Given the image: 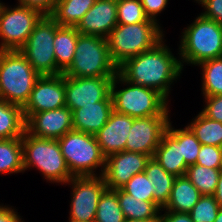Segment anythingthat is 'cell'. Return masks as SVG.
I'll list each match as a JSON object with an SVG mask.
<instances>
[{
  "mask_svg": "<svg viewBox=\"0 0 222 222\" xmlns=\"http://www.w3.org/2000/svg\"><path fill=\"white\" fill-rule=\"evenodd\" d=\"M64 106H66L65 75L57 74L40 76L22 109L27 121L34 113Z\"/></svg>",
  "mask_w": 222,
  "mask_h": 222,
  "instance_id": "obj_13",
  "label": "cell"
},
{
  "mask_svg": "<svg viewBox=\"0 0 222 222\" xmlns=\"http://www.w3.org/2000/svg\"><path fill=\"white\" fill-rule=\"evenodd\" d=\"M117 24V0H96L76 29L80 34L107 38Z\"/></svg>",
  "mask_w": 222,
  "mask_h": 222,
  "instance_id": "obj_17",
  "label": "cell"
},
{
  "mask_svg": "<svg viewBox=\"0 0 222 222\" xmlns=\"http://www.w3.org/2000/svg\"><path fill=\"white\" fill-rule=\"evenodd\" d=\"M57 0H18V4L40 11L43 15H51Z\"/></svg>",
  "mask_w": 222,
  "mask_h": 222,
  "instance_id": "obj_40",
  "label": "cell"
},
{
  "mask_svg": "<svg viewBox=\"0 0 222 222\" xmlns=\"http://www.w3.org/2000/svg\"><path fill=\"white\" fill-rule=\"evenodd\" d=\"M164 40L127 59L118 67V73L132 84L155 89L168 100L171 85L180 78L183 67Z\"/></svg>",
  "mask_w": 222,
  "mask_h": 222,
  "instance_id": "obj_1",
  "label": "cell"
},
{
  "mask_svg": "<svg viewBox=\"0 0 222 222\" xmlns=\"http://www.w3.org/2000/svg\"><path fill=\"white\" fill-rule=\"evenodd\" d=\"M206 106L201 111L206 117L222 123V95L204 96Z\"/></svg>",
  "mask_w": 222,
  "mask_h": 222,
  "instance_id": "obj_37",
  "label": "cell"
},
{
  "mask_svg": "<svg viewBox=\"0 0 222 222\" xmlns=\"http://www.w3.org/2000/svg\"><path fill=\"white\" fill-rule=\"evenodd\" d=\"M179 58L183 63H200L222 57V25L199 14L183 30L179 45Z\"/></svg>",
  "mask_w": 222,
  "mask_h": 222,
  "instance_id": "obj_3",
  "label": "cell"
},
{
  "mask_svg": "<svg viewBox=\"0 0 222 222\" xmlns=\"http://www.w3.org/2000/svg\"><path fill=\"white\" fill-rule=\"evenodd\" d=\"M222 168H208L199 164L187 167L186 176L202 195H213Z\"/></svg>",
  "mask_w": 222,
  "mask_h": 222,
  "instance_id": "obj_29",
  "label": "cell"
},
{
  "mask_svg": "<svg viewBox=\"0 0 222 222\" xmlns=\"http://www.w3.org/2000/svg\"><path fill=\"white\" fill-rule=\"evenodd\" d=\"M57 140L73 176L103 174L106 157L102 154L95 135L72 130ZM97 168L101 169L100 174H95Z\"/></svg>",
  "mask_w": 222,
  "mask_h": 222,
  "instance_id": "obj_8",
  "label": "cell"
},
{
  "mask_svg": "<svg viewBox=\"0 0 222 222\" xmlns=\"http://www.w3.org/2000/svg\"><path fill=\"white\" fill-rule=\"evenodd\" d=\"M68 221L69 222H86V221H77V220H71V219H69Z\"/></svg>",
  "mask_w": 222,
  "mask_h": 222,
  "instance_id": "obj_46",
  "label": "cell"
},
{
  "mask_svg": "<svg viewBox=\"0 0 222 222\" xmlns=\"http://www.w3.org/2000/svg\"><path fill=\"white\" fill-rule=\"evenodd\" d=\"M167 131L181 144L182 157L185 159L187 166L196 164L201 143L192 131L185 126L182 129H175L169 122Z\"/></svg>",
  "mask_w": 222,
  "mask_h": 222,
  "instance_id": "obj_32",
  "label": "cell"
},
{
  "mask_svg": "<svg viewBox=\"0 0 222 222\" xmlns=\"http://www.w3.org/2000/svg\"><path fill=\"white\" fill-rule=\"evenodd\" d=\"M201 144L220 147L222 144V123L206 117L200 112L186 125Z\"/></svg>",
  "mask_w": 222,
  "mask_h": 222,
  "instance_id": "obj_28",
  "label": "cell"
},
{
  "mask_svg": "<svg viewBox=\"0 0 222 222\" xmlns=\"http://www.w3.org/2000/svg\"><path fill=\"white\" fill-rule=\"evenodd\" d=\"M125 222H159V221H144V220H137V219H125Z\"/></svg>",
  "mask_w": 222,
  "mask_h": 222,
  "instance_id": "obj_45",
  "label": "cell"
},
{
  "mask_svg": "<svg viewBox=\"0 0 222 222\" xmlns=\"http://www.w3.org/2000/svg\"><path fill=\"white\" fill-rule=\"evenodd\" d=\"M148 19L141 0H117L118 24L143 23Z\"/></svg>",
  "mask_w": 222,
  "mask_h": 222,
  "instance_id": "obj_33",
  "label": "cell"
},
{
  "mask_svg": "<svg viewBox=\"0 0 222 222\" xmlns=\"http://www.w3.org/2000/svg\"><path fill=\"white\" fill-rule=\"evenodd\" d=\"M169 0H141L145 15L158 22L157 16L165 10Z\"/></svg>",
  "mask_w": 222,
  "mask_h": 222,
  "instance_id": "obj_39",
  "label": "cell"
},
{
  "mask_svg": "<svg viewBox=\"0 0 222 222\" xmlns=\"http://www.w3.org/2000/svg\"><path fill=\"white\" fill-rule=\"evenodd\" d=\"M213 196L215 201L219 204V207L222 208V169L220 171L219 181Z\"/></svg>",
  "mask_w": 222,
  "mask_h": 222,
  "instance_id": "obj_43",
  "label": "cell"
},
{
  "mask_svg": "<svg viewBox=\"0 0 222 222\" xmlns=\"http://www.w3.org/2000/svg\"><path fill=\"white\" fill-rule=\"evenodd\" d=\"M114 77H69L65 76L66 106L73 112L83 105L99 101H112L111 84Z\"/></svg>",
  "mask_w": 222,
  "mask_h": 222,
  "instance_id": "obj_12",
  "label": "cell"
},
{
  "mask_svg": "<svg viewBox=\"0 0 222 222\" xmlns=\"http://www.w3.org/2000/svg\"><path fill=\"white\" fill-rule=\"evenodd\" d=\"M24 172L22 137L0 139V174Z\"/></svg>",
  "mask_w": 222,
  "mask_h": 222,
  "instance_id": "obj_27",
  "label": "cell"
},
{
  "mask_svg": "<svg viewBox=\"0 0 222 222\" xmlns=\"http://www.w3.org/2000/svg\"><path fill=\"white\" fill-rule=\"evenodd\" d=\"M14 208L0 204V222H23Z\"/></svg>",
  "mask_w": 222,
  "mask_h": 222,
  "instance_id": "obj_42",
  "label": "cell"
},
{
  "mask_svg": "<svg viewBox=\"0 0 222 222\" xmlns=\"http://www.w3.org/2000/svg\"><path fill=\"white\" fill-rule=\"evenodd\" d=\"M96 0H57L50 15L59 26L76 27Z\"/></svg>",
  "mask_w": 222,
  "mask_h": 222,
  "instance_id": "obj_26",
  "label": "cell"
},
{
  "mask_svg": "<svg viewBox=\"0 0 222 222\" xmlns=\"http://www.w3.org/2000/svg\"><path fill=\"white\" fill-rule=\"evenodd\" d=\"M132 124L133 117L112 111L107 123L95 134L97 143L105 157L125 151Z\"/></svg>",
  "mask_w": 222,
  "mask_h": 222,
  "instance_id": "obj_18",
  "label": "cell"
},
{
  "mask_svg": "<svg viewBox=\"0 0 222 222\" xmlns=\"http://www.w3.org/2000/svg\"><path fill=\"white\" fill-rule=\"evenodd\" d=\"M151 156L122 151L108 155L102 174L107 189H121L134 175L144 172Z\"/></svg>",
  "mask_w": 222,
  "mask_h": 222,
  "instance_id": "obj_15",
  "label": "cell"
},
{
  "mask_svg": "<svg viewBox=\"0 0 222 222\" xmlns=\"http://www.w3.org/2000/svg\"><path fill=\"white\" fill-rule=\"evenodd\" d=\"M66 184L72 189L69 219L94 222L98 201L106 189L102 175L73 176Z\"/></svg>",
  "mask_w": 222,
  "mask_h": 222,
  "instance_id": "obj_11",
  "label": "cell"
},
{
  "mask_svg": "<svg viewBox=\"0 0 222 222\" xmlns=\"http://www.w3.org/2000/svg\"><path fill=\"white\" fill-rule=\"evenodd\" d=\"M214 222H222V208L218 210V214Z\"/></svg>",
  "mask_w": 222,
  "mask_h": 222,
  "instance_id": "obj_44",
  "label": "cell"
},
{
  "mask_svg": "<svg viewBox=\"0 0 222 222\" xmlns=\"http://www.w3.org/2000/svg\"><path fill=\"white\" fill-rule=\"evenodd\" d=\"M112 111V101L83 105L72 112L73 130L95 135L107 123Z\"/></svg>",
  "mask_w": 222,
  "mask_h": 222,
  "instance_id": "obj_19",
  "label": "cell"
},
{
  "mask_svg": "<svg viewBox=\"0 0 222 222\" xmlns=\"http://www.w3.org/2000/svg\"><path fill=\"white\" fill-rule=\"evenodd\" d=\"M144 172L155 188L153 194L154 203L163 208L169 200L176 177L167 173L153 157L148 161Z\"/></svg>",
  "mask_w": 222,
  "mask_h": 222,
  "instance_id": "obj_25",
  "label": "cell"
},
{
  "mask_svg": "<svg viewBox=\"0 0 222 222\" xmlns=\"http://www.w3.org/2000/svg\"><path fill=\"white\" fill-rule=\"evenodd\" d=\"M118 67L109 54L107 38L95 35H78L74 59L63 73L69 77H115Z\"/></svg>",
  "mask_w": 222,
  "mask_h": 222,
  "instance_id": "obj_7",
  "label": "cell"
},
{
  "mask_svg": "<svg viewBox=\"0 0 222 222\" xmlns=\"http://www.w3.org/2000/svg\"><path fill=\"white\" fill-rule=\"evenodd\" d=\"M202 194L190 182L186 175L175 178L167 204L161 211L189 213Z\"/></svg>",
  "mask_w": 222,
  "mask_h": 222,
  "instance_id": "obj_21",
  "label": "cell"
},
{
  "mask_svg": "<svg viewBox=\"0 0 222 222\" xmlns=\"http://www.w3.org/2000/svg\"><path fill=\"white\" fill-rule=\"evenodd\" d=\"M39 77L19 50H0V99L23 107Z\"/></svg>",
  "mask_w": 222,
  "mask_h": 222,
  "instance_id": "obj_6",
  "label": "cell"
},
{
  "mask_svg": "<svg viewBox=\"0 0 222 222\" xmlns=\"http://www.w3.org/2000/svg\"><path fill=\"white\" fill-rule=\"evenodd\" d=\"M219 209L213 195H202L189 213L193 222H214Z\"/></svg>",
  "mask_w": 222,
  "mask_h": 222,
  "instance_id": "obj_35",
  "label": "cell"
},
{
  "mask_svg": "<svg viewBox=\"0 0 222 222\" xmlns=\"http://www.w3.org/2000/svg\"><path fill=\"white\" fill-rule=\"evenodd\" d=\"M159 22L148 19L143 23L117 24L107 37L109 54L119 67L127 59L154 48L164 39Z\"/></svg>",
  "mask_w": 222,
  "mask_h": 222,
  "instance_id": "obj_2",
  "label": "cell"
},
{
  "mask_svg": "<svg viewBox=\"0 0 222 222\" xmlns=\"http://www.w3.org/2000/svg\"><path fill=\"white\" fill-rule=\"evenodd\" d=\"M203 96L222 95V57L200 63Z\"/></svg>",
  "mask_w": 222,
  "mask_h": 222,
  "instance_id": "obj_30",
  "label": "cell"
},
{
  "mask_svg": "<svg viewBox=\"0 0 222 222\" xmlns=\"http://www.w3.org/2000/svg\"><path fill=\"white\" fill-rule=\"evenodd\" d=\"M204 8L201 13L205 18L211 19L222 25V0H194Z\"/></svg>",
  "mask_w": 222,
  "mask_h": 222,
  "instance_id": "obj_38",
  "label": "cell"
},
{
  "mask_svg": "<svg viewBox=\"0 0 222 222\" xmlns=\"http://www.w3.org/2000/svg\"><path fill=\"white\" fill-rule=\"evenodd\" d=\"M160 213L159 222H193L190 213L164 211Z\"/></svg>",
  "mask_w": 222,
  "mask_h": 222,
  "instance_id": "obj_41",
  "label": "cell"
},
{
  "mask_svg": "<svg viewBox=\"0 0 222 222\" xmlns=\"http://www.w3.org/2000/svg\"><path fill=\"white\" fill-rule=\"evenodd\" d=\"M79 32L76 27L59 26L54 36L57 74H63L72 64Z\"/></svg>",
  "mask_w": 222,
  "mask_h": 222,
  "instance_id": "obj_22",
  "label": "cell"
},
{
  "mask_svg": "<svg viewBox=\"0 0 222 222\" xmlns=\"http://www.w3.org/2000/svg\"><path fill=\"white\" fill-rule=\"evenodd\" d=\"M58 27L50 15H44L19 50L40 76L57 75L53 43Z\"/></svg>",
  "mask_w": 222,
  "mask_h": 222,
  "instance_id": "obj_9",
  "label": "cell"
},
{
  "mask_svg": "<svg viewBox=\"0 0 222 222\" xmlns=\"http://www.w3.org/2000/svg\"><path fill=\"white\" fill-rule=\"evenodd\" d=\"M128 86L118 88V84ZM113 110L133 118L170 116L168 100L152 88L136 85L125 80L119 73L111 84ZM168 106V107H167Z\"/></svg>",
  "mask_w": 222,
  "mask_h": 222,
  "instance_id": "obj_5",
  "label": "cell"
},
{
  "mask_svg": "<svg viewBox=\"0 0 222 222\" xmlns=\"http://www.w3.org/2000/svg\"><path fill=\"white\" fill-rule=\"evenodd\" d=\"M94 222H125L115 190L106 188L101 194Z\"/></svg>",
  "mask_w": 222,
  "mask_h": 222,
  "instance_id": "obj_31",
  "label": "cell"
},
{
  "mask_svg": "<svg viewBox=\"0 0 222 222\" xmlns=\"http://www.w3.org/2000/svg\"><path fill=\"white\" fill-rule=\"evenodd\" d=\"M137 199L154 202V187L145 172L134 175L122 188Z\"/></svg>",
  "mask_w": 222,
  "mask_h": 222,
  "instance_id": "obj_34",
  "label": "cell"
},
{
  "mask_svg": "<svg viewBox=\"0 0 222 222\" xmlns=\"http://www.w3.org/2000/svg\"><path fill=\"white\" fill-rule=\"evenodd\" d=\"M196 164L208 168H222V154L220 147L202 144Z\"/></svg>",
  "mask_w": 222,
  "mask_h": 222,
  "instance_id": "obj_36",
  "label": "cell"
},
{
  "mask_svg": "<svg viewBox=\"0 0 222 222\" xmlns=\"http://www.w3.org/2000/svg\"><path fill=\"white\" fill-rule=\"evenodd\" d=\"M115 191L125 219L159 221L162 208L156 203L137 199L122 189H116Z\"/></svg>",
  "mask_w": 222,
  "mask_h": 222,
  "instance_id": "obj_23",
  "label": "cell"
},
{
  "mask_svg": "<svg viewBox=\"0 0 222 222\" xmlns=\"http://www.w3.org/2000/svg\"><path fill=\"white\" fill-rule=\"evenodd\" d=\"M22 148L24 172L35 167L51 183L66 184L73 177L57 139L36 137L26 130Z\"/></svg>",
  "mask_w": 222,
  "mask_h": 222,
  "instance_id": "obj_4",
  "label": "cell"
},
{
  "mask_svg": "<svg viewBox=\"0 0 222 222\" xmlns=\"http://www.w3.org/2000/svg\"><path fill=\"white\" fill-rule=\"evenodd\" d=\"M170 121L169 116L133 118L125 151L138 152L153 157Z\"/></svg>",
  "mask_w": 222,
  "mask_h": 222,
  "instance_id": "obj_14",
  "label": "cell"
},
{
  "mask_svg": "<svg viewBox=\"0 0 222 222\" xmlns=\"http://www.w3.org/2000/svg\"><path fill=\"white\" fill-rule=\"evenodd\" d=\"M44 15L18 4L9 7L0 3V50H20Z\"/></svg>",
  "mask_w": 222,
  "mask_h": 222,
  "instance_id": "obj_10",
  "label": "cell"
},
{
  "mask_svg": "<svg viewBox=\"0 0 222 222\" xmlns=\"http://www.w3.org/2000/svg\"><path fill=\"white\" fill-rule=\"evenodd\" d=\"M25 131L22 106L0 99V139L19 138Z\"/></svg>",
  "mask_w": 222,
  "mask_h": 222,
  "instance_id": "obj_24",
  "label": "cell"
},
{
  "mask_svg": "<svg viewBox=\"0 0 222 222\" xmlns=\"http://www.w3.org/2000/svg\"><path fill=\"white\" fill-rule=\"evenodd\" d=\"M153 158L167 173L173 174L175 177L186 174L188 166L182 157L181 144L168 131L163 134Z\"/></svg>",
  "mask_w": 222,
  "mask_h": 222,
  "instance_id": "obj_20",
  "label": "cell"
},
{
  "mask_svg": "<svg viewBox=\"0 0 222 222\" xmlns=\"http://www.w3.org/2000/svg\"><path fill=\"white\" fill-rule=\"evenodd\" d=\"M26 130L36 137L59 139L73 130L72 111L64 106L34 113L26 121Z\"/></svg>",
  "mask_w": 222,
  "mask_h": 222,
  "instance_id": "obj_16",
  "label": "cell"
}]
</instances>
